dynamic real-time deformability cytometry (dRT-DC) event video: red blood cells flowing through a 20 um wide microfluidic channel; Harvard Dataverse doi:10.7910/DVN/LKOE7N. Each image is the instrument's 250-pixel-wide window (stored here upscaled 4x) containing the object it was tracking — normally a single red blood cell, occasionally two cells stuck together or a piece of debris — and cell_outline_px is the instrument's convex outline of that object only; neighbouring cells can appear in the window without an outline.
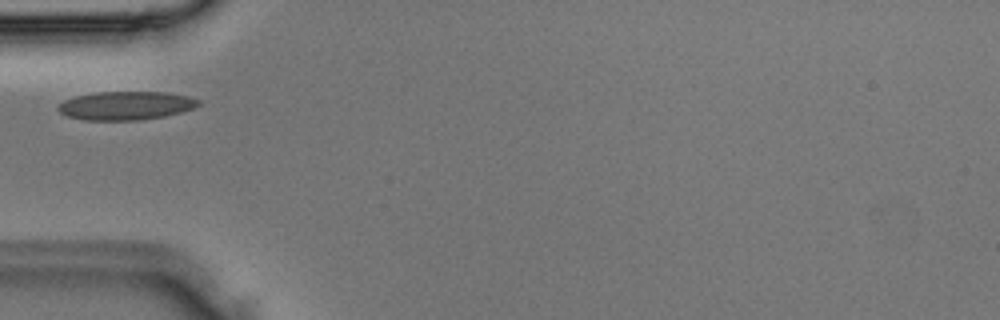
{"species": "Egyptian fruit bat (a non-hibernating species)", "species_latin": "Rousettus aegyptiacus", "temperature_condition": "room temperature", "stored_images_in_passage": 2, "camera_frame_rate_fps": 3000, "um_per_image_px": 0.085, "animal": {"sex": "male"}, "frame": {"image": 1, "passage_image": 2, "time_ms": 0.333, "image_size_px": [1000, 320], "cell_outline_px": [[200, 104], [192, 108], [180, 112], [164, 116], [140, 120], [84, 120], [68, 116], [60, 112], [56, 108], [64, 100], [76, 96], [96, 92], [168, 92], [192, 96], [200, 100]], "centroid_in_image_um": [10.72, 8.97], "position_along_channel_um": 74.3, "area_um2": 23.35}}